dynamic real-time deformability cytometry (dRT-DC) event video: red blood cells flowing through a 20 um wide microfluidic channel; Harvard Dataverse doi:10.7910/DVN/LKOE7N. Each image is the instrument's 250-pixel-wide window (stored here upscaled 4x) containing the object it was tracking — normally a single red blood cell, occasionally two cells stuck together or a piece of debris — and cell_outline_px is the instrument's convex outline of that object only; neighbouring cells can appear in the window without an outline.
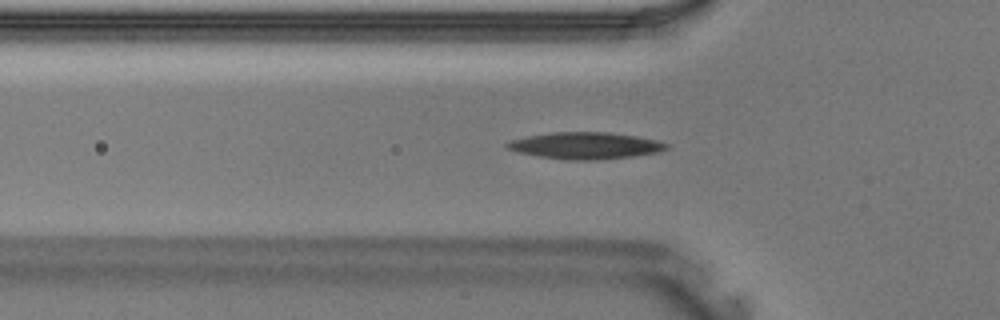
{"species": "Egyptian fruit bat (a non-hibernating species)", "species_latin": "Rousettus aegyptiacus", "temperature_condition": "warm", "stored_images_in_passage": 33, "camera_frame_rate_fps": 3000, "um_per_image_px": 0.085, "animal": {"sex": "male"}, "frame": {"image": 1, "passage_image": 5, "time_ms": 1.333, "image_size_px": [1000, 320], "cell_outline_px": [[672, 144], [668, 148], [660, 152], [632, 156], [596, 160], [568, 160], [540, 156], [520, 152], [508, 148], [504, 144], [508, 140], [528, 136], [552, 132], [608, 132], [636, 136], [656, 140]], "centroid_in_image_um": [49.8, 12.37], "position_along_channel_um": 76.0, "area_um2": 24.8}}
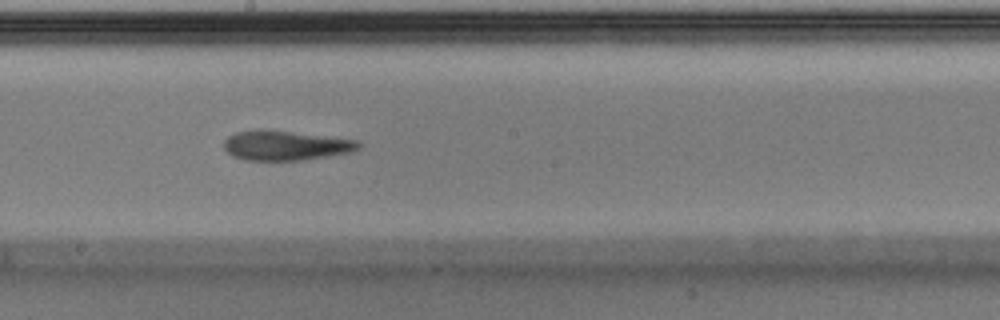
{"frame": {"image": 2, "passage_image": 14, "time_ms": 4.333, "image_size_px": [1000, 320], "cell_outline_px": [[360, 148], [352, 152], [300, 160], [248, 160], [232, 156], [224, 148], [224, 140], [228, 136], [236, 132], [260, 128], [356, 140], [360, 144]], "centroid_in_image_um": [24.22, 12.35], "position_along_channel_um": 224.0, "area_um2": 23.12}}
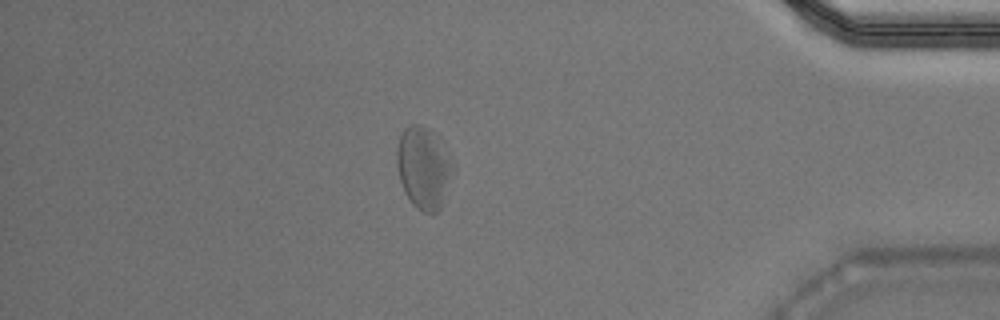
{"frame": {"image": 3, "passage_image": 27, "time_ms": 8.667, "image_size_px": [1000, 320], "cell_outline_px": [[456, 172], [440, 208], [432, 216], [416, 208], [412, 204], [404, 192], [400, 180], [396, 164], [396, 148], [400, 136], [404, 128], [408, 124], [420, 124], [428, 128], [440, 136], [452, 160]], "centroid_in_image_um": [36.04, 14.25], "position_along_channel_um": 399.2, "area_um2": 27.8}}